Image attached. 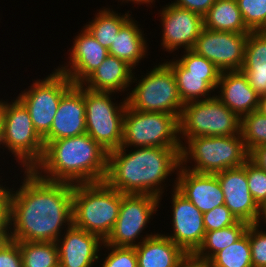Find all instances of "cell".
Listing matches in <instances>:
<instances>
[{
    "instance_id": "6da1fadb",
    "label": "cell",
    "mask_w": 266,
    "mask_h": 267,
    "mask_svg": "<svg viewBox=\"0 0 266 267\" xmlns=\"http://www.w3.org/2000/svg\"><path fill=\"white\" fill-rule=\"evenodd\" d=\"M18 172V181H8V238L56 242L73 224V184L45 180L33 170Z\"/></svg>"
},
{
    "instance_id": "7a4b0ae2",
    "label": "cell",
    "mask_w": 266,
    "mask_h": 267,
    "mask_svg": "<svg viewBox=\"0 0 266 267\" xmlns=\"http://www.w3.org/2000/svg\"><path fill=\"white\" fill-rule=\"evenodd\" d=\"M180 153L178 148L121 146L108 152L105 182L122 194L156 196L163 210L161 203L163 198L169 196L167 191L176 188ZM169 186L172 188H167Z\"/></svg>"
},
{
    "instance_id": "3957f363",
    "label": "cell",
    "mask_w": 266,
    "mask_h": 267,
    "mask_svg": "<svg viewBox=\"0 0 266 267\" xmlns=\"http://www.w3.org/2000/svg\"><path fill=\"white\" fill-rule=\"evenodd\" d=\"M32 170L49 181L103 182L108 170V151L87 133L49 141L44 145L41 160Z\"/></svg>"
},
{
    "instance_id": "277c9868",
    "label": "cell",
    "mask_w": 266,
    "mask_h": 267,
    "mask_svg": "<svg viewBox=\"0 0 266 267\" xmlns=\"http://www.w3.org/2000/svg\"><path fill=\"white\" fill-rule=\"evenodd\" d=\"M121 200L122 193L105 181L73 184V225L105 241L117 221Z\"/></svg>"
},
{
    "instance_id": "5b68a950",
    "label": "cell",
    "mask_w": 266,
    "mask_h": 267,
    "mask_svg": "<svg viewBox=\"0 0 266 267\" xmlns=\"http://www.w3.org/2000/svg\"><path fill=\"white\" fill-rule=\"evenodd\" d=\"M156 60V64L152 61L154 66L151 64L150 71H134L132 86L126 96L127 105L141 112L168 113L180 118L184 103L180 99L175 76L163 60Z\"/></svg>"
},
{
    "instance_id": "8992f818",
    "label": "cell",
    "mask_w": 266,
    "mask_h": 267,
    "mask_svg": "<svg viewBox=\"0 0 266 267\" xmlns=\"http://www.w3.org/2000/svg\"><path fill=\"white\" fill-rule=\"evenodd\" d=\"M248 155L241 134L188 138L180 153L183 168L208 174L241 167L248 160Z\"/></svg>"
},
{
    "instance_id": "52a82bcc",
    "label": "cell",
    "mask_w": 266,
    "mask_h": 267,
    "mask_svg": "<svg viewBox=\"0 0 266 267\" xmlns=\"http://www.w3.org/2000/svg\"><path fill=\"white\" fill-rule=\"evenodd\" d=\"M13 98V99H12ZM11 100V101H10ZM0 157L3 154H11L10 160L14 164L7 169L32 170L41 160L44 152L43 138L37 133L31 120L28 109L17 98L5 99V114L3 122V134L0 141ZM6 151V153H4Z\"/></svg>"
},
{
    "instance_id": "ba28073f",
    "label": "cell",
    "mask_w": 266,
    "mask_h": 267,
    "mask_svg": "<svg viewBox=\"0 0 266 267\" xmlns=\"http://www.w3.org/2000/svg\"><path fill=\"white\" fill-rule=\"evenodd\" d=\"M117 95L84 87L86 133L108 152L119 149L123 140L127 100L122 96V100L116 101Z\"/></svg>"
},
{
    "instance_id": "9c48e42d",
    "label": "cell",
    "mask_w": 266,
    "mask_h": 267,
    "mask_svg": "<svg viewBox=\"0 0 266 267\" xmlns=\"http://www.w3.org/2000/svg\"><path fill=\"white\" fill-rule=\"evenodd\" d=\"M241 134V118L215 95L213 98L184 104L179 118V138L231 136Z\"/></svg>"
},
{
    "instance_id": "30bf717a",
    "label": "cell",
    "mask_w": 266,
    "mask_h": 267,
    "mask_svg": "<svg viewBox=\"0 0 266 267\" xmlns=\"http://www.w3.org/2000/svg\"><path fill=\"white\" fill-rule=\"evenodd\" d=\"M121 146L178 148L181 151L179 118L168 113L141 112L127 105Z\"/></svg>"
},
{
    "instance_id": "8fae6325",
    "label": "cell",
    "mask_w": 266,
    "mask_h": 267,
    "mask_svg": "<svg viewBox=\"0 0 266 267\" xmlns=\"http://www.w3.org/2000/svg\"><path fill=\"white\" fill-rule=\"evenodd\" d=\"M159 208L160 200L156 196L122 194L117 221L104 243L115 247H136L157 234L159 230L155 231V225L150 233L147 227L155 218L153 216H158Z\"/></svg>"
},
{
    "instance_id": "7c38bea8",
    "label": "cell",
    "mask_w": 266,
    "mask_h": 267,
    "mask_svg": "<svg viewBox=\"0 0 266 267\" xmlns=\"http://www.w3.org/2000/svg\"><path fill=\"white\" fill-rule=\"evenodd\" d=\"M42 79L36 77L31 85L16 96L28 109L34 128L44 138L49 132L61 97L74 85L64 74L53 67Z\"/></svg>"
},
{
    "instance_id": "4fadbf2b",
    "label": "cell",
    "mask_w": 266,
    "mask_h": 267,
    "mask_svg": "<svg viewBox=\"0 0 266 267\" xmlns=\"http://www.w3.org/2000/svg\"><path fill=\"white\" fill-rule=\"evenodd\" d=\"M160 7V10L156 9L157 18H160L162 26H159L161 28L159 34L162 32L160 49L166 51V54H171L170 57L176 52L193 49L196 39L204 28L203 16L170 2Z\"/></svg>"
},
{
    "instance_id": "5bb4252c",
    "label": "cell",
    "mask_w": 266,
    "mask_h": 267,
    "mask_svg": "<svg viewBox=\"0 0 266 267\" xmlns=\"http://www.w3.org/2000/svg\"><path fill=\"white\" fill-rule=\"evenodd\" d=\"M248 34L203 28L192 50L211 61L222 72L240 71L244 64Z\"/></svg>"
},
{
    "instance_id": "9a60e30c",
    "label": "cell",
    "mask_w": 266,
    "mask_h": 267,
    "mask_svg": "<svg viewBox=\"0 0 266 267\" xmlns=\"http://www.w3.org/2000/svg\"><path fill=\"white\" fill-rule=\"evenodd\" d=\"M170 192L171 229L163 231L166 237L180 246L187 254H193L202 244L206 233L203 213L176 189ZM172 207V208H171ZM166 233V234H165Z\"/></svg>"
},
{
    "instance_id": "2e32d148",
    "label": "cell",
    "mask_w": 266,
    "mask_h": 267,
    "mask_svg": "<svg viewBox=\"0 0 266 267\" xmlns=\"http://www.w3.org/2000/svg\"><path fill=\"white\" fill-rule=\"evenodd\" d=\"M77 33L66 52V59L55 67L74 85H80L109 55L108 49L104 48L83 26Z\"/></svg>"
},
{
    "instance_id": "e0dca14e",
    "label": "cell",
    "mask_w": 266,
    "mask_h": 267,
    "mask_svg": "<svg viewBox=\"0 0 266 267\" xmlns=\"http://www.w3.org/2000/svg\"><path fill=\"white\" fill-rule=\"evenodd\" d=\"M217 176L223 194L224 205L232 212L238 221L256 224L259 206L254 201L246 178V162L243 166L227 169Z\"/></svg>"
},
{
    "instance_id": "ac0fdd59",
    "label": "cell",
    "mask_w": 266,
    "mask_h": 267,
    "mask_svg": "<svg viewBox=\"0 0 266 267\" xmlns=\"http://www.w3.org/2000/svg\"><path fill=\"white\" fill-rule=\"evenodd\" d=\"M56 244L59 267H96L104 241L72 224Z\"/></svg>"
},
{
    "instance_id": "d6986e66",
    "label": "cell",
    "mask_w": 266,
    "mask_h": 267,
    "mask_svg": "<svg viewBox=\"0 0 266 267\" xmlns=\"http://www.w3.org/2000/svg\"><path fill=\"white\" fill-rule=\"evenodd\" d=\"M84 133H86L84 87L73 85L61 97L50 132L43 138V143L45 145L49 141Z\"/></svg>"
},
{
    "instance_id": "ffe728a7",
    "label": "cell",
    "mask_w": 266,
    "mask_h": 267,
    "mask_svg": "<svg viewBox=\"0 0 266 267\" xmlns=\"http://www.w3.org/2000/svg\"><path fill=\"white\" fill-rule=\"evenodd\" d=\"M176 175L175 189L202 213L224 204V194L215 174L196 173L180 165Z\"/></svg>"
},
{
    "instance_id": "44dd1931",
    "label": "cell",
    "mask_w": 266,
    "mask_h": 267,
    "mask_svg": "<svg viewBox=\"0 0 266 267\" xmlns=\"http://www.w3.org/2000/svg\"><path fill=\"white\" fill-rule=\"evenodd\" d=\"M135 69L127 62L108 55L80 85L95 92H114L126 97L129 93Z\"/></svg>"
},
{
    "instance_id": "7402d4cb",
    "label": "cell",
    "mask_w": 266,
    "mask_h": 267,
    "mask_svg": "<svg viewBox=\"0 0 266 267\" xmlns=\"http://www.w3.org/2000/svg\"><path fill=\"white\" fill-rule=\"evenodd\" d=\"M216 96L240 118L258 108L259 96L241 70L221 73Z\"/></svg>"
},
{
    "instance_id": "603a6c76",
    "label": "cell",
    "mask_w": 266,
    "mask_h": 267,
    "mask_svg": "<svg viewBox=\"0 0 266 267\" xmlns=\"http://www.w3.org/2000/svg\"><path fill=\"white\" fill-rule=\"evenodd\" d=\"M135 19L132 16L121 27L108 52L110 55L127 62L136 70L142 65L140 64L142 61L149 58L151 53L149 52V48H151L149 42L151 41L143 29L144 26Z\"/></svg>"
},
{
    "instance_id": "cb8c5ba5",
    "label": "cell",
    "mask_w": 266,
    "mask_h": 267,
    "mask_svg": "<svg viewBox=\"0 0 266 267\" xmlns=\"http://www.w3.org/2000/svg\"><path fill=\"white\" fill-rule=\"evenodd\" d=\"M160 231L135 247L138 267H178L188 255Z\"/></svg>"
},
{
    "instance_id": "d4e9b609",
    "label": "cell",
    "mask_w": 266,
    "mask_h": 267,
    "mask_svg": "<svg viewBox=\"0 0 266 267\" xmlns=\"http://www.w3.org/2000/svg\"><path fill=\"white\" fill-rule=\"evenodd\" d=\"M161 59L172 69L180 99L184 104L210 99L216 95L220 75L188 74V70L174 56L170 60L163 57Z\"/></svg>"
},
{
    "instance_id": "484cf974",
    "label": "cell",
    "mask_w": 266,
    "mask_h": 267,
    "mask_svg": "<svg viewBox=\"0 0 266 267\" xmlns=\"http://www.w3.org/2000/svg\"><path fill=\"white\" fill-rule=\"evenodd\" d=\"M241 71L259 97L266 95V31L248 34Z\"/></svg>"
},
{
    "instance_id": "4316f807",
    "label": "cell",
    "mask_w": 266,
    "mask_h": 267,
    "mask_svg": "<svg viewBox=\"0 0 266 267\" xmlns=\"http://www.w3.org/2000/svg\"><path fill=\"white\" fill-rule=\"evenodd\" d=\"M118 11L109 4L101 6L83 26L104 48H110L121 27L134 16L131 9Z\"/></svg>"
},
{
    "instance_id": "83f0119b",
    "label": "cell",
    "mask_w": 266,
    "mask_h": 267,
    "mask_svg": "<svg viewBox=\"0 0 266 267\" xmlns=\"http://www.w3.org/2000/svg\"><path fill=\"white\" fill-rule=\"evenodd\" d=\"M204 28L232 33H250L236 0H216L203 16Z\"/></svg>"
},
{
    "instance_id": "f1b7e54d",
    "label": "cell",
    "mask_w": 266,
    "mask_h": 267,
    "mask_svg": "<svg viewBox=\"0 0 266 267\" xmlns=\"http://www.w3.org/2000/svg\"><path fill=\"white\" fill-rule=\"evenodd\" d=\"M248 226V223L238 221L220 230L206 231L202 244L193 255L208 261L215 253L240 239L246 233Z\"/></svg>"
},
{
    "instance_id": "f546056e",
    "label": "cell",
    "mask_w": 266,
    "mask_h": 267,
    "mask_svg": "<svg viewBox=\"0 0 266 267\" xmlns=\"http://www.w3.org/2000/svg\"><path fill=\"white\" fill-rule=\"evenodd\" d=\"M21 251L22 267H59L56 242H17Z\"/></svg>"
},
{
    "instance_id": "4dcf8cb0",
    "label": "cell",
    "mask_w": 266,
    "mask_h": 267,
    "mask_svg": "<svg viewBox=\"0 0 266 267\" xmlns=\"http://www.w3.org/2000/svg\"><path fill=\"white\" fill-rule=\"evenodd\" d=\"M208 262L211 267H253L249 243V226L240 239L215 253Z\"/></svg>"
},
{
    "instance_id": "1f68e13d",
    "label": "cell",
    "mask_w": 266,
    "mask_h": 267,
    "mask_svg": "<svg viewBox=\"0 0 266 267\" xmlns=\"http://www.w3.org/2000/svg\"><path fill=\"white\" fill-rule=\"evenodd\" d=\"M241 136L247 150L266 145V116L257 110L241 118Z\"/></svg>"
},
{
    "instance_id": "d6a6232c",
    "label": "cell",
    "mask_w": 266,
    "mask_h": 267,
    "mask_svg": "<svg viewBox=\"0 0 266 267\" xmlns=\"http://www.w3.org/2000/svg\"><path fill=\"white\" fill-rule=\"evenodd\" d=\"M99 260L96 267H138L135 247H115L104 243Z\"/></svg>"
},
{
    "instance_id": "836d02e7",
    "label": "cell",
    "mask_w": 266,
    "mask_h": 267,
    "mask_svg": "<svg viewBox=\"0 0 266 267\" xmlns=\"http://www.w3.org/2000/svg\"><path fill=\"white\" fill-rule=\"evenodd\" d=\"M244 23L251 32L266 31V0H236Z\"/></svg>"
},
{
    "instance_id": "e575fe53",
    "label": "cell",
    "mask_w": 266,
    "mask_h": 267,
    "mask_svg": "<svg viewBox=\"0 0 266 267\" xmlns=\"http://www.w3.org/2000/svg\"><path fill=\"white\" fill-rule=\"evenodd\" d=\"M179 54V55H178ZM174 57L188 74L196 75H221L222 71L205 57L197 54L192 49L176 53Z\"/></svg>"
},
{
    "instance_id": "d590c367",
    "label": "cell",
    "mask_w": 266,
    "mask_h": 267,
    "mask_svg": "<svg viewBox=\"0 0 266 267\" xmlns=\"http://www.w3.org/2000/svg\"><path fill=\"white\" fill-rule=\"evenodd\" d=\"M249 243L251 248L252 266L266 267V228L257 224H250Z\"/></svg>"
},
{
    "instance_id": "8d00e7d4",
    "label": "cell",
    "mask_w": 266,
    "mask_h": 267,
    "mask_svg": "<svg viewBox=\"0 0 266 267\" xmlns=\"http://www.w3.org/2000/svg\"><path fill=\"white\" fill-rule=\"evenodd\" d=\"M246 178L249 191L260 207L266 201V171L258 168L249 160L246 161Z\"/></svg>"
},
{
    "instance_id": "74e56055",
    "label": "cell",
    "mask_w": 266,
    "mask_h": 267,
    "mask_svg": "<svg viewBox=\"0 0 266 267\" xmlns=\"http://www.w3.org/2000/svg\"><path fill=\"white\" fill-rule=\"evenodd\" d=\"M203 222L206 231H214L234 225L238 220L223 204L203 213Z\"/></svg>"
},
{
    "instance_id": "f35d334b",
    "label": "cell",
    "mask_w": 266,
    "mask_h": 267,
    "mask_svg": "<svg viewBox=\"0 0 266 267\" xmlns=\"http://www.w3.org/2000/svg\"><path fill=\"white\" fill-rule=\"evenodd\" d=\"M0 267H22L19 244L10 238L0 242Z\"/></svg>"
},
{
    "instance_id": "ab89813d",
    "label": "cell",
    "mask_w": 266,
    "mask_h": 267,
    "mask_svg": "<svg viewBox=\"0 0 266 267\" xmlns=\"http://www.w3.org/2000/svg\"><path fill=\"white\" fill-rule=\"evenodd\" d=\"M8 176L2 178L0 174V242L8 238ZM4 180V182H3ZM7 182H6V181Z\"/></svg>"
},
{
    "instance_id": "60d3db41",
    "label": "cell",
    "mask_w": 266,
    "mask_h": 267,
    "mask_svg": "<svg viewBox=\"0 0 266 267\" xmlns=\"http://www.w3.org/2000/svg\"><path fill=\"white\" fill-rule=\"evenodd\" d=\"M171 4L204 16L216 0H170Z\"/></svg>"
},
{
    "instance_id": "b9f144b4",
    "label": "cell",
    "mask_w": 266,
    "mask_h": 267,
    "mask_svg": "<svg viewBox=\"0 0 266 267\" xmlns=\"http://www.w3.org/2000/svg\"><path fill=\"white\" fill-rule=\"evenodd\" d=\"M248 160L266 171V145H259L249 150Z\"/></svg>"
},
{
    "instance_id": "7bdbcfd3",
    "label": "cell",
    "mask_w": 266,
    "mask_h": 267,
    "mask_svg": "<svg viewBox=\"0 0 266 267\" xmlns=\"http://www.w3.org/2000/svg\"><path fill=\"white\" fill-rule=\"evenodd\" d=\"M178 267H211L206 260L199 259L193 254H188L179 264Z\"/></svg>"
},
{
    "instance_id": "ee69618b",
    "label": "cell",
    "mask_w": 266,
    "mask_h": 267,
    "mask_svg": "<svg viewBox=\"0 0 266 267\" xmlns=\"http://www.w3.org/2000/svg\"><path fill=\"white\" fill-rule=\"evenodd\" d=\"M116 1H118L117 7L119 5L122 6V4H123V6H126V3H127V6H128V4L129 5L131 4L132 8L135 7L137 9L138 7H141V5H144V6L146 5L145 7H149L152 10V8L155 7L154 5H156L155 4L156 1H158V0H115V2ZM119 2H120V4H119ZM152 5H153V7H152Z\"/></svg>"
},
{
    "instance_id": "f6af8a7d",
    "label": "cell",
    "mask_w": 266,
    "mask_h": 267,
    "mask_svg": "<svg viewBox=\"0 0 266 267\" xmlns=\"http://www.w3.org/2000/svg\"><path fill=\"white\" fill-rule=\"evenodd\" d=\"M256 224L261 227L266 226V201L259 207V215Z\"/></svg>"
},
{
    "instance_id": "bcb514c9",
    "label": "cell",
    "mask_w": 266,
    "mask_h": 267,
    "mask_svg": "<svg viewBox=\"0 0 266 267\" xmlns=\"http://www.w3.org/2000/svg\"><path fill=\"white\" fill-rule=\"evenodd\" d=\"M4 114H5V100H3V98H0V141L3 134Z\"/></svg>"
},
{
    "instance_id": "7dc6e473",
    "label": "cell",
    "mask_w": 266,
    "mask_h": 267,
    "mask_svg": "<svg viewBox=\"0 0 266 267\" xmlns=\"http://www.w3.org/2000/svg\"><path fill=\"white\" fill-rule=\"evenodd\" d=\"M257 111L266 116V95L259 97Z\"/></svg>"
}]
</instances>
